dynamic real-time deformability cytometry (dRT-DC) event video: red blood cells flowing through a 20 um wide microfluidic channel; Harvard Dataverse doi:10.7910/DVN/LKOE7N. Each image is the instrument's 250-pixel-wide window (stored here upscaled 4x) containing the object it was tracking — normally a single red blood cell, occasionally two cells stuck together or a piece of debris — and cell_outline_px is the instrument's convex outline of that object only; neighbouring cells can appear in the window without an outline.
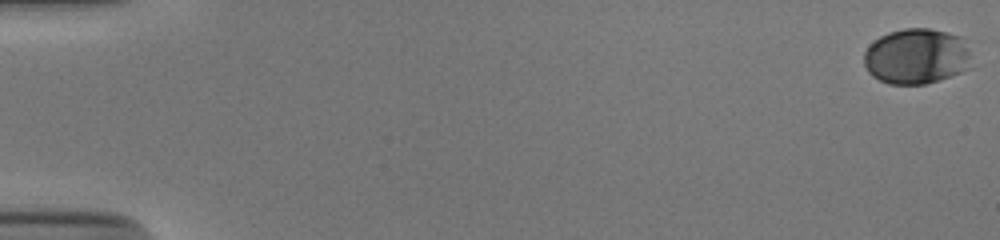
{"species": "human", "species_latin": "Homo sapiens", "temperature_condition": "cold", "stored_images_in_passage": 54, "camera_frame_rate_fps": 3000, "um_per_image_px": 0.085, "donor": {"sex": "male"}, "frame": {"image": 1, "passage_image": 1, "time_ms": 0.0, "image_size_px": [1000, 240], "cell_outline_px": [[972, 68], [940, 80], [924, 84], [888, 84], [872, 76], [868, 72], [864, 64], [864, 52], [880, 36], [888, 32], [904, 28], [928, 28], [964, 36]], "centroid_in_image_um": [77.93, 4.79], "position_along_channel_um": 7.1, "area_um2": 35.08}}
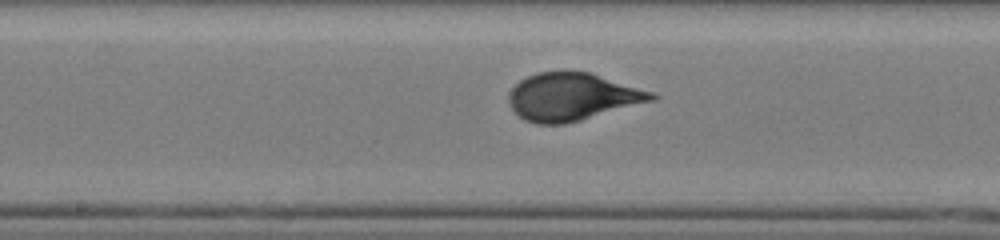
{"frame": {"image": 2, "passage_image": 30, "time_ms": 9.667, "image_size_px": [1000, 240], "cell_outline_px": [[660, 96], [656, 100], [580, 120], [564, 124], [536, 124], [524, 120], [512, 108], [508, 100], [508, 92], [520, 80], [536, 72], [588, 72], [656, 92]], "centroid_in_image_um": [48.67, 8.23], "position_along_channel_um": 199.5, "area_um2": 39.59}}
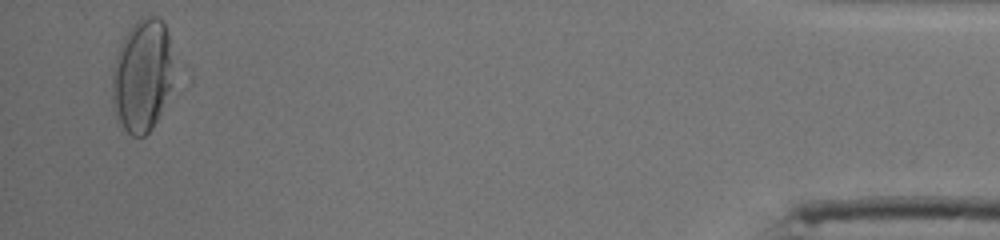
{"frame": {"image": 3, "passage_image": 53, "time_ms": 17.333, "image_size_px": [1000, 240], "cell_outline_px": [[168, 88], [160, 112], [152, 128], [144, 136], [132, 136], [116, 120], [112, 100], [112, 72], [116, 56], [120, 44], [128, 28], [140, 16], [156, 16], [164, 24], [168, 32]], "centroid_in_image_um": [11.98, 6.41], "position_along_channel_um": 423.2, "area_um2": 39.02}, "authors_computed_cell_mechanics": {"area_um2": 37.6278, "velocity_mm_per_s": 3.8696, "shape_relaxation_time_tau1_ms": 3.499, "shape_relaxation_time_tau2_ms": null, "deformation_change_tau1": 0.1716, "deformation_change_tau2": null}}